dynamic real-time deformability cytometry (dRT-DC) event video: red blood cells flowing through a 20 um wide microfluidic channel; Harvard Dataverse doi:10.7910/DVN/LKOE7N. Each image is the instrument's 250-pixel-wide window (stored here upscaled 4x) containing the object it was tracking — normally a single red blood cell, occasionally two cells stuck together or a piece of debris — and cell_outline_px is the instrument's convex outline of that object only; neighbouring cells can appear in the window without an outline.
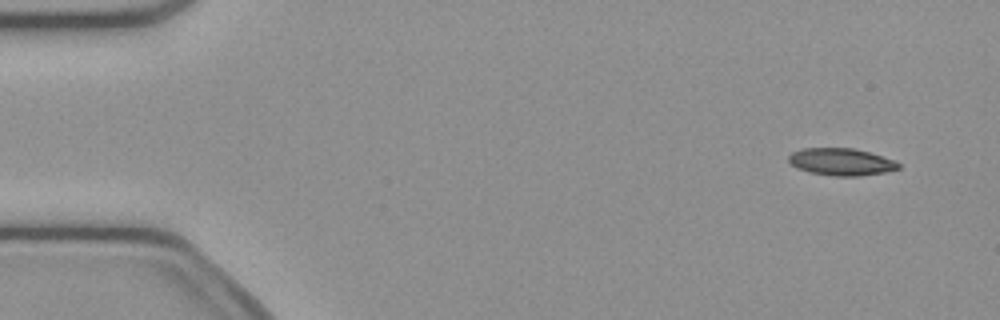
{"species": "common noctule bat (a hibernating species)", "species_latin": "Nyctalus noctula", "temperature_condition": "cold", "stored_images_in_passage": 4, "camera_frame_rate_fps": 3000, "um_per_image_px": 0.085, "animal": {"sex": "female", "body_mass_g": 21.9}, "frame": {"image": 1, "passage_image": 1, "time_ms": 0.0, "image_size_px": [1000, 320], "cell_outline_px": [[900, 168], [884, 172], [856, 176], [836, 176], [812, 172], [800, 168], [792, 164], [788, 160], [788, 156], [792, 152], [804, 148], [856, 148], [896, 160], [900, 164]], "centroid_in_image_um": [71.55, 13.74], "position_along_channel_um": 13.5, "area_um2": 17.22}}